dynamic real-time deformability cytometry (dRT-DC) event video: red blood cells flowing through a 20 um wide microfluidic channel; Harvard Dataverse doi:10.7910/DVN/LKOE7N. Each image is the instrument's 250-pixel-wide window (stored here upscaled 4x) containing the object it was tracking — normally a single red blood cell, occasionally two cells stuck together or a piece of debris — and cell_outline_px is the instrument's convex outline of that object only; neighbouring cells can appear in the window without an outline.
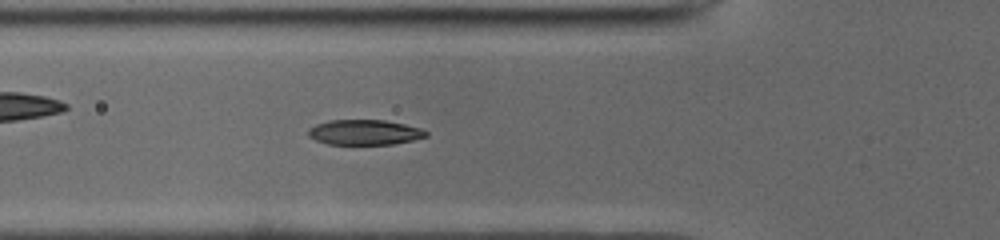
{"species": "common noctule bat (a hibernating species)", "species_latin": "Nyctalus noctula", "temperature_condition": "cold", "stored_images_in_passage": 49, "camera_frame_rate_fps": 3000, "um_per_image_px": 0.085, "animal": {"sex": "male", "body_mass_g": 19.0, "forearm_length_mm": 50.8}, "frame": {"image": 1, "passage_image": 18, "time_ms": 5.667, "image_size_px": [1000, 240], "cell_outline_px": [[428, 136], [412, 140], [392, 144], [328, 144], [316, 140], [308, 136], [308, 128], [316, 124], [328, 120], [384, 120], [404, 124], [420, 128], [428, 132]], "centroid_in_image_um": [30.97, 11.24], "position_along_channel_um": 94.8, "area_um2": 17.22}}
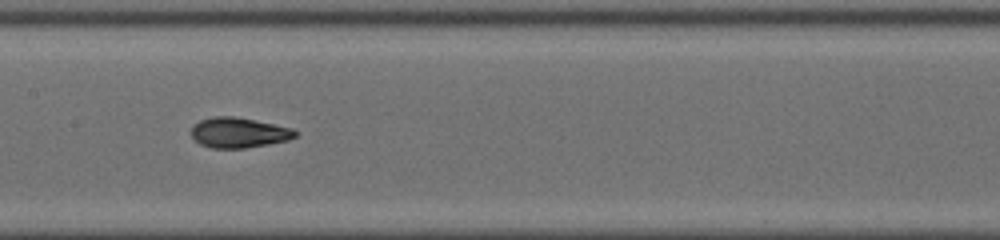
{"frame": {"image": 2, "passage_image": 25, "time_ms": 8.0, "image_size_px": [1000, 240], "cell_outline_px": [[296, 136], [288, 140], [268, 144], [244, 148], [212, 148], [200, 144], [192, 136], [192, 124], [200, 120], [216, 116], [232, 116], [292, 128], [296, 132]], "centroid_in_image_um": [20.26, 11.28], "position_along_channel_um": 187.1, "area_um2": 18.03}}
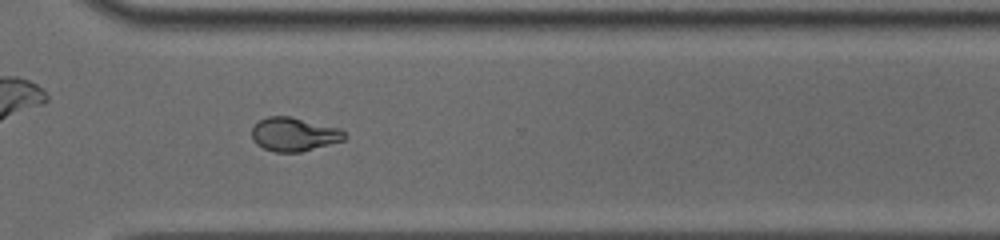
{"frame": {"image": 3, "passage_image": 37, "time_ms": 12.0, "image_size_px": [1000, 240], "cell_outline_px": [[348, 136], [344, 140], [300, 152], [276, 152], [264, 148], [256, 144], [252, 140], [252, 128], [260, 120], [268, 116], [292, 116], [340, 128]], "centroid_in_image_um": [25.0, 11.41], "position_along_channel_um": 345.6, "area_um2": 18.26}, "authors_computed_cell_mechanics": {"area_um2": 17.9758, "velocity_mm_per_s": 3.9539, "shape_relaxation_time_tau1_ms": 5.6444, "shape_relaxation_time_tau2_ms": 1.1237, "deformation_change_tau1": 0.2077, "deformation_change_tau2": 0.0525}}